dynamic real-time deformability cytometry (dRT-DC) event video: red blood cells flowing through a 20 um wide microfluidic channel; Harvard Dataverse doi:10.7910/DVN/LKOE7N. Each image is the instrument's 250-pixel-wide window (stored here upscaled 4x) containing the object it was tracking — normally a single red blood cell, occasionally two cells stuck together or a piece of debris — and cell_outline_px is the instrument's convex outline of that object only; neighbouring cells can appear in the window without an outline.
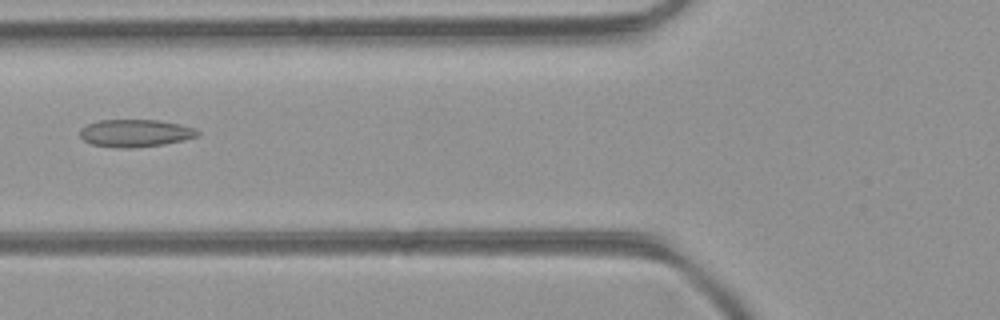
{"species": "common noctule bat (a hibernating species)", "species_latin": "Nyctalus noctula", "temperature_condition": "room temperature", "stored_images_in_passage": 49, "camera_frame_rate_fps": 3000, "um_per_image_px": 0.085, "animal": {"sex": "female", "body_mass_g": 21.9}, "frame": {"image": 1, "passage_image": 19, "time_ms": 6.0, "image_size_px": [1000, 320], "cell_outline_px": [[200, 132], [196, 136], [184, 140], [164, 144], [136, 148], [116, 148], [92, 144], [84, 140], [80, 136], [80, 128], [88, 124], [100, 120], [156, 120], [180, 124], [196, 128]], "centroid_in_image_um": [11.5, 11.32], "position_along_channel_um": 114.3, "area_um2": 18.9}}
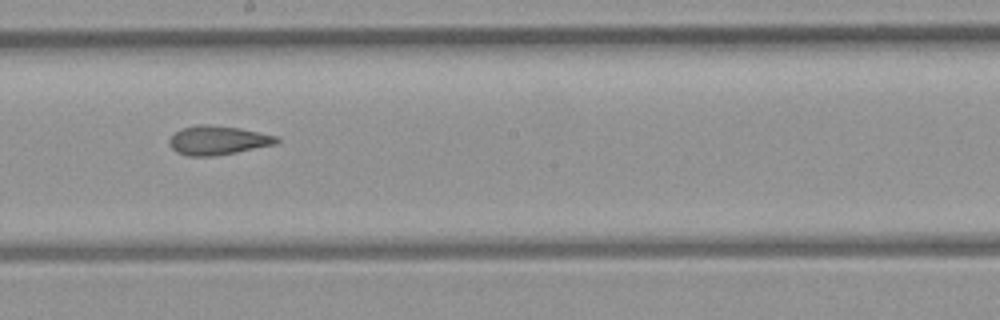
{"frame": {"image": 2, "passage_image": 27, "time_ms": 8.667, "image_size_px": [1000, 320], "cell_outline_px": [[280, 140], [276, 144], [236, 152], [212, 156], [188, 156], [176, 152], [168, 144], [168, 140], [180, 128], [196, 124], [208, 124], [240, 128], [280, 136]], "centroid_in_image_um": [18.52, 11.91], "position_along_channel_um": 229.7, "area_um2": 18.32}}
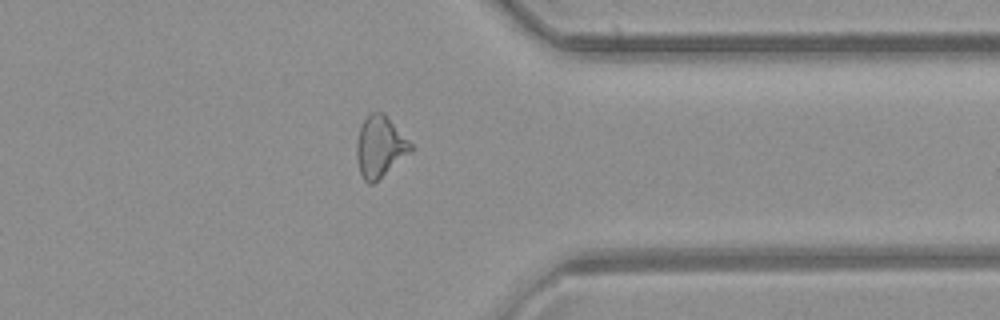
{"frame": {"image": 3, "passage_image": 38, "time_ms": 12.333, "image_size_px": [1000, 320], "cell_outline_px": [[412, 152], [372, 184], [368, 184], [364, 180], [360, 172], [356, 156], [356, 144], [360, 128], [364, 120], [372, 112], [384, 112], [412, 144]], "centroid_in_image_um": [32.3, 12.47], "position_along_channel_um": 379.1, "area_um2": 19.13}}